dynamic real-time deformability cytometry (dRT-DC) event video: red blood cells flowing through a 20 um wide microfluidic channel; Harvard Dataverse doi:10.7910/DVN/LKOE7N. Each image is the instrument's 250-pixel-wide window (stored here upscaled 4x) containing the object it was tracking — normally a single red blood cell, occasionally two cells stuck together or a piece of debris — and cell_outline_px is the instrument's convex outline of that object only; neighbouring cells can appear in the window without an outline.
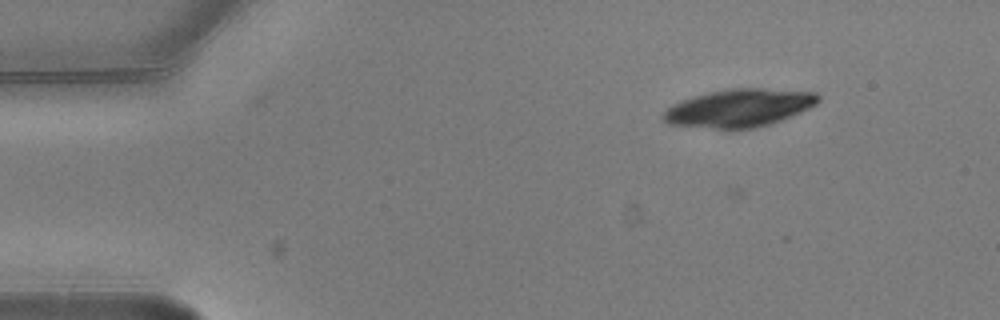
{"species": "common noctule bat (a hibernating species)", "species_latin": "Nyctalus noctula", "temperature_condition": "warm", "stored_images_in_passage": 5, "camera_frame_rate_fps": 3000, "um_per_image_px": 0.085, "animal": {"sex": "male", "body_mass_g": 20.5, "forearm_length_mm": 52.5}, "frame": {"image": 1, "passage_image": 1, "time_ms": 0.0, "image_size_px": [1000, 320], "cell_outline_px": [[820, 100], [816, 104], [800, 112], [780, 120], [768, 124], [752, 128], [712, 128], [668, 124], [660, 116], [672, 104], [680, 100], [692, 96], [708, 92], [728, 88], [764, 88], [816, 92], [820, 96]], "centroid_in_image_um": [62.81, 9.16], "position_along_channel_um": 22.2, "area_um2": 34.1}}